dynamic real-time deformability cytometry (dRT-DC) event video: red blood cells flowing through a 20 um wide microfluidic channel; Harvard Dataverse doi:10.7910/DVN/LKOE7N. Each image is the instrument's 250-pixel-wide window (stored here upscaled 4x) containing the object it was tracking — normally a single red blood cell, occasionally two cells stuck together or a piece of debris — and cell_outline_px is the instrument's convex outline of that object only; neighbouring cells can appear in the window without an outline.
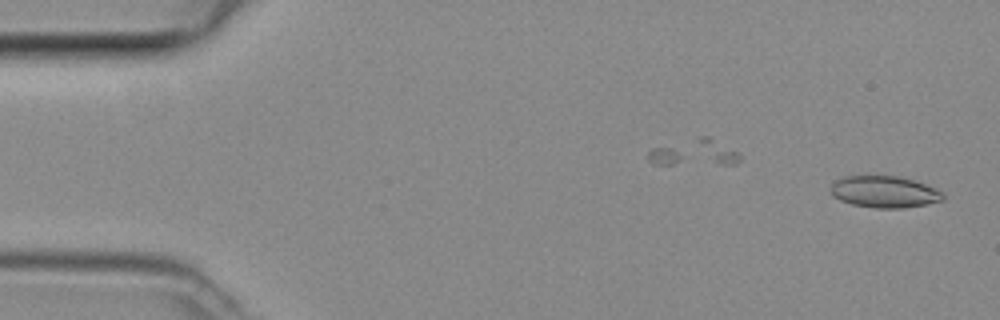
{"species": "common noctule bat (a hibernating species)", "species_latin": "Nyctalus noctula", "temperature_condition": "room temperature", "stored_images_in_passage": 15, "camera_frame_rate_fps": 3000, "um_per_image_px": 0.085, "animal": {"sex": "female", "body_mass_g": 29.2, "forearm_length_mm": 56.3}, "frame": {"image": 1, "passage_image": 1, "time_ms": 0.0, "image_size_px": [1000, 320], "cell_outline_px": [[944, 200], [928, 204], [904, 208], [876, 208], [852, 204], [840, 200], [832, 196], [828, 188], [836, 180], [844, 176], [900, 176], [936, 188], [944, 192]], "centroid_in_image_um": [75.17, 16.31], "position_along_channel_um": 9.8, "area_um2": 20.92}}